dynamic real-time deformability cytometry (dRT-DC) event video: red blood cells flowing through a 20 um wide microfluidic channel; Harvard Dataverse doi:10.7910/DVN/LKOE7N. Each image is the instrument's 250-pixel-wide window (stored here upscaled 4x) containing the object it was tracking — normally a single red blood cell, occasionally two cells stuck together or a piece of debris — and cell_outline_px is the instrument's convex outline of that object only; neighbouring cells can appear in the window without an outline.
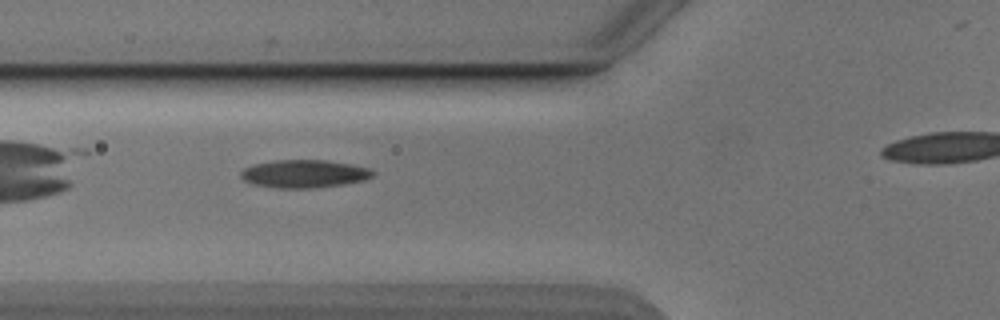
{"species": "Egyptian fruit bat (a non-hibernating species)", "species_latin": "Rousettus aegyptiacus", "temperature_condition": "cold", "stored_images_in_passage": 32, "camera_frame_rate_fps": 3000, "um_per_image_px": 0.085, "animal": {"sex": "male"}, "frame": {"image": 1, "passage_image": 6, "time_ms": 1.667, "image_size_px": [1000, 320], "cell_outline_px": [[376, 172], [372, 176], [364, 180], [344, 184], [316, 188], [276, 188], [252, 184], [244, 180], [240, 176], [240, 172], [244, 168], [252, 164], [276, 160], [324, 160], [352, 164], [372, 168]], "centroid_in_image_um": [25.86, 14.77], "position_along_channel_um": 99.9, "area_um2": 21.73}}
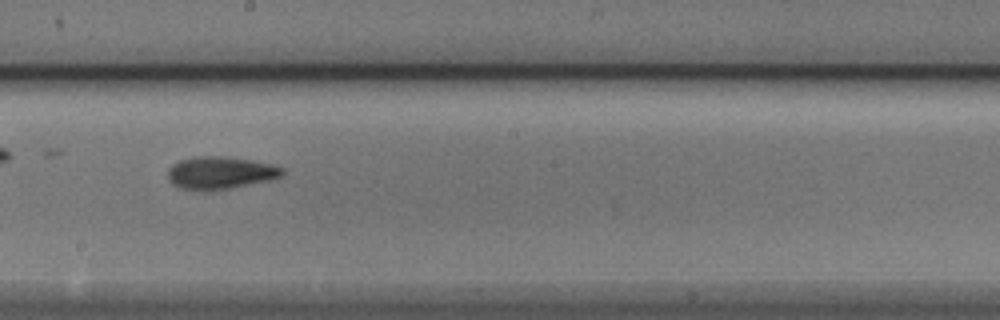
{"frame": {"image": 2, "passage_image": 16, "time_ms": 5.0, "image_size_px": [1000, 320], "cell_outline_px": [[284, 172], [280, 176], [268, 180], [228, 188], [180, 188], [172, 184], [168, 176], [168, 168], [172, 164], [180, 160], [192, 156], [224, 156], [272, 164], [284, 168]], "centroid_in_image_um": [18.7, 14.64], "position_along_channel_um": 229.5, "area_um2": 20.98}}
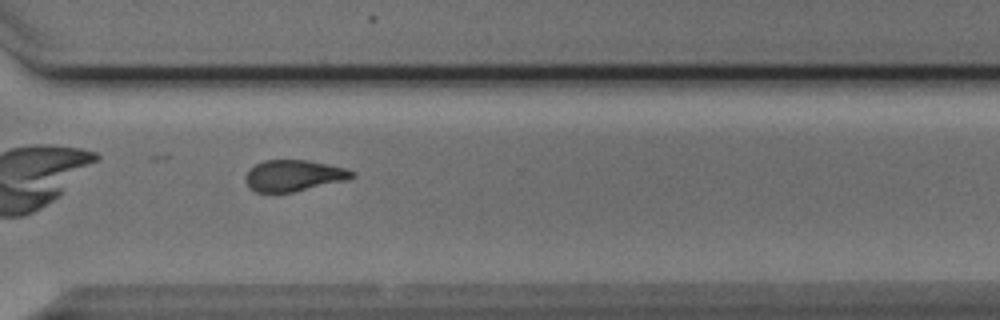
{"frame": {"image": 3, "passage_image": 25, "time_ms": 8.0, "image_size_px": [1000, 320], "cell_outline_px": [[356, 176], [344, 180], [292, 192], [256, 192], [248, 188], [244, 180], [244, 176], [256, 164], [264, 160], [308, 160], [344, 168], [356, 172]], "centroid_in_image_um": [24.92, 14.92], "position_along_channel_um": 345.7, "area_um2": 19.19}}